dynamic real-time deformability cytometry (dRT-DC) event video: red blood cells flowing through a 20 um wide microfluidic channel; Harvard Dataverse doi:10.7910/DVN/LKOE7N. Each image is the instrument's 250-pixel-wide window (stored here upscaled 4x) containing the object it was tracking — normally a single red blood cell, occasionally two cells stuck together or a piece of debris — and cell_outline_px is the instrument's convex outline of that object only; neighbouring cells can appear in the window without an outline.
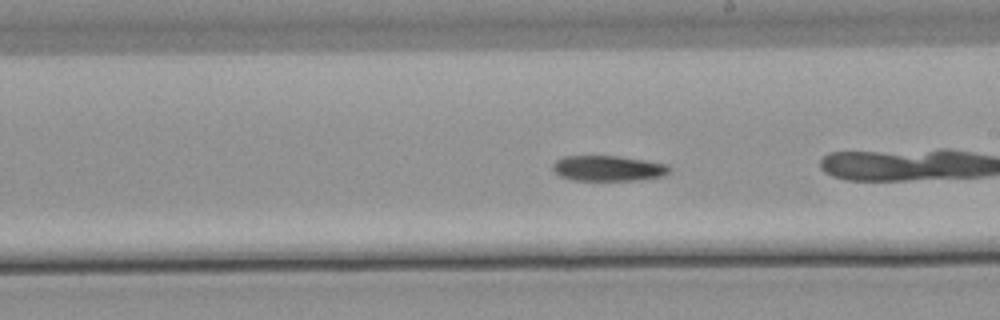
{"species": "common noctule bat (a hibernating species)", "species_latin": "Nyctalus noctula", "temperature_condition": "warm", "stored_images_in_passage": 28, "camera_frame_rate_fps": 3000, "um_per_image_px": 0.085, "animal": {"sex": "male", "body_mass_g": 21.5, "forearm_length_mm": 52.0}, "frame": {"image": 1, "passage_image": 16, "time_ms": 5.0, "image_size_px": [1000, 320], "cell_outline_px": [[668, 172], [664, 176], [640, 180], [572, 180], [560, 176], [552, 168], [552, 164], [556, 160], [564, 156], [616, 156], [644, 160], [664, 164], [668, 168]], "centroid_in_image_um": [51.64, 14.31], "position_along_channel_um": 237.4, "area_um2": 17.11}}